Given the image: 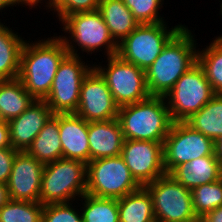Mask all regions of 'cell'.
<instances>
[{
    "mask_svg": "<svg viewBox=\"0 0 222 222\" xmlns=\"http://www.w3.org/2000/svg\"><path fill=\"white\" fill-rule=\"evenodd\" d=\"M34 101L19 78L4 80L0 86L1 119L8 122L18 117Z\"/></svg>",
    "mask_w": 222,
    "mask_h": 222,
    "instance_id": "603a6c76",
    "label": "cell"
},
{
    "mask_svg": "<svg viewBox=\"0 0 222 222\" xmlns=\"http://www.w3.org/2000/svg\"><path fill=\"white\" fill-rule=\"evenodd\" d=\"M214 141L185 122H173L163 143L164 168L170 174L177 166L213 155Z\"/></svg>",
    "mask_w": 222,
    "mask_h": 222,
    "instance_id": "7c38bea8",
    "label": "cell"
},
{
    "mask_svg": "<svg viewBox=\"0 0 222 222\" xmlns=\"http://www.w3.org/2000/svg\"><path fill=\"white\" fill-rule=\"evenodd\" d=\"M44 164L27 151H17L7 182L11 200L39 202Z\"/></svg>",
    "mask_w": 222,
    "mask_h": 222,
    "instance_id": "9a60e30c",
    "label": "cell"
},
{
    "mask_svg": "<svg viewBox=\"0 0 222 222\" xmlns=\"http://www.w3.org/2000/svg\"><path fill=\"white\" fill-rule=\"evenodd\" d=\"M119 222H156L153 200L145 187L118 199Z\"/></svg>",
    "mask_w": 222,
    "mask_h": 222,
    "instance_id": "cb8c5ba5",
    "label": "cell"
},
{
    "mask_svg": "<svg viewBox=\"0 0 222 222\" xmlns=\"http://www.w3.org/2000/svg\"><path fill=\"white\" fill-rule=\"evenodd\" d=\"M191 192L193 210L198 219L222 206V182L219 179L212 183L200 185Z\"/></svg>",
    "mask_w": 222,
    "mask_h": 222,
    "instance_id": "f1b7e54d",
    "label": "cell"
},
{
    "mask_svg": "<svg viewBox=\"0 0 222 222\" xmlns=\"http://www.w3.org/2000/svg\"><path fill=\"white\" fill-rule=\"evenodd\" d=\"M213 155L218 163L222 162V135L214 140Z\"/></svg>",
    "mask_w": 222,
    "mask_h": 222,
    "instance_id": "d590c367",
    "label": "cell"
},
{
    "mask_svg": "<svg viewBox=\"0 0 222 222\" xmlns=\"http://www.w3.org/2000/svg\"><path fill=\"white\" fill-rule=\"evenodd\" d=\"M220 7H221L220 8V12H221L220 14L222 15V3L220 4Z\"/></svg>",
    "mask_w": 222,
    "mask_h": 222,
    "instance_id": "b9f144b4",
    "label": "cell"
},
{
    "mask_svg": "<svg viewBox=\"0 0 222 222\" xmlns=\"http://www.w3.org/2000/svg\"><path fill=\"white\" fill-rule=\"evenodd\" d=\"M45 4L44 7H47L46 9H49L53 11L63 0H44ZM47 1V2H46Z\"/></svg>",
    "mask_w": 222,
    "mask_h": 222,
    "instance_id": "f35d334b",
    "label": "cell"
},
{
    "mask_svg": "<svg viewBox=\"0 0 222 222\" xmlns=\"http://www.w3.org/2000/svg\"><path fill=\"white\" fill-rule=\"evenodd\" d=\"M170 175L189 190L219 179L218 162L214 155L203 156L177 166Z\"/></svg>",
    "mask_w": 222,
    "mask_h": 222,
    "instance_id": "d6986e66",
    "label": "cell"
},
{
    "mask_svg": "<svg viewBox=\"0 0 222 222\" xmlns=\"http://www.w3.org/2000/svg\"><path fill=\"white\" fill-rule=\"evenodd\" d=\"M98 10L117 44L139 25L123 0H100Z\"/></svg>",
    "mask_w": 222,
    "mask_h": 222,
    "instance_id": "ffe728a7",
    "label": "cell"
},
{
    "mask_svg": "<svg viewBox=\"0 0 222 222\" xmlns=\"http://www.w3.org/2000/svg\"><path fill=\"white\" fill-rule=\"evenodd\" d=\"M200 219L202 222H222V206L208 212Z\"/></svg>",
    "mask_w": 222,
    "mask_h": 222,
    "instance_id": "e575fe53",
    "label": "cell"
},
{
    "mask_svg": "<svg viewBox=\"0 0 222 222\" xmlns=\"http://www.w3.org/2000/svg\"><path fill=\"white\" fill-rule=\"evenodd\" d=\"M194 37L185 25L145 70L147 89L151 96H165L176 81L197 62L198 43Z\"/></svg>",
    "mask_w": 222,
    "mask_h": 222,
    "instance_id": "7a4b0ae2",
    "label": "cell"
},
{
    "mask_svg": "<svg viewBox=\"0 0 222 222\" xmlns=\"http://www.w3.org/2000/svg\"><path fill=\"white\" fill-rule=\"evenodd\" d=\"M43 0H13V2H14V4L15 5H17V6H19L20 4L22 5V7H23V5H25V6H29V10L31 9V8H37V6H39V4L38 3H44V2H42ZM31 7V8H30Z\"/></svg>",
    "mask_w": 222,
    "mask_h": 222,
    "instance_id": "74e56055",
    "label": "cell"
},
{
    "mask_svg": "<svg viewBox=\"0 0 222 222\" xmlns=\"http://www.w3.org/2000/svg\"><path fill=\"white\" fill-rule=\"evenodd\" d=\"M141 187L132 176L121 155L95 159L87 164V194L120 199Z\"/></svg>",
    "mask_w": 222,
    "mask_h": 222,
    "instance_id": "52a82bcc",
    "label": "cell"
},
{
    "mask_svg": "<svg viewBox=\"0 0 222 222\" xmlns=\"http://www.w3.org/2000/svg\"><path fill=\"white\" fill-rule=\"evenodd\" d=\"M0 21V79L18 78L20 57L26 40Z\"/></svg>",
    "mask_w": 222,
    "mask_h": 222,
    "instance_id": "7402d4cb",
    "label": "cell"
},
{
    "mask_svg": "<svg viewBox=\"0 0 222 222\" xmlns=\"http://www.w3.org/2000/svg\"><path fill=\"white\" fill-rule=\"evenodd\" d=\"M151 194L157 222H193L192 192L170 174L157 178L144 186Z\"/></svg>",
    "mask_w": 222,
    "mask_h": 222,
    "instance_id": "30bf717a",
    "label": "cell"
},
{
    "mask_svg": "<svg viewBox=\"0 0 222 222\" xmlns=\"http://www.w3.org/2000/svg\"><path fill=\"white\" fill-rule=\"evenodd\" d=\"M117 119L125 140L164 142L173 124L164 96L119 107Z\"/></svg>",
    "mask_w": 222,
    "mask_h": 222,
    "instance_id": "3957f363",
    "label": "cell"
},
{
    "mask_svg": "<svg viewBox=\"0 0 222 222\" xmlns=\"http://www.w3.org/2000/svg\"><path fill=\"white\" fill-rule=\"evenodd\" d=\"M11 146L9 125L7 121L0 119V148H9Z\"/></svg>",
    "mask_w": 222,
    "mask_h": 222,
    "instance_id": "836d02e7",
    "label": "cell"
},
{
    "mask_svg": "<svg viewBox=\"0 0 222 222\" xmlns=\"http://www.w3.org/2000/svg\"><path fill=\"white\" fill-rule=\"evenodd\" d=\"M90 161L121 155L124 136L117 118L88 122Z\"/></svg>",
    "mask_w": 222,
    "mask_h": 222,
    "instance_id": "ac0fdd59",
    "label": "cell"
},
{
    "mask_svg": "<svg viewBox=\"0 0 222 222\" xmlns=\"http://www.w3.org/2000/svg\"><path fill=\"white\" fill-rule=\"evenodd\" d=\"M40 202L9 200L0 208V222H42Z\"/></svg>",
    "mask_w": 222,
    "mask_h": 222,
    "instance_id": "83f0119b",
    "label": "cell"
},
{
    "mask_svg": "<svg viewBox=\"0 0 222 222\" xmlns=\"http://www.w3.org/2000/svg\"><path fill=\"white\" fill-rule=\"evenodd\" d=\"M118 108L105 79L93 67L82 81L75 113L86 122L106 121L118 118Z\"/></svg>",
    "mask_w": 222,
    "mask_h": 222,
    "instance_id": "5bb4252c",
    "label": "cell"
},
{
    "mask_svg": "<svg viewBox=\"0 0 222 222\" xmlns=\"http://www.w3.org/2000/svg\"><path fill=\"white\" fill-rule=\"evenodd\" d=\"M210 42L202 51L197 50V62L204 69L213 92L222 94V36Z\"/></svg>",
    "mask_w": 222,
    "mask_h": 222,
    "instance_id": "484cf974",
    "label": "cell"
},
{
    "mask_svg": "<svg viewBox=\"0 0 222 222\" xmlns=\"http://www.w3.org/2000/svg\"><path fill=\"white\" fill-rule=\"evenodd\" d=\"M107 61V66L94 63V68L105 79L118 107L134 104L151 96L144 70L117 54L107 57Z\"/></svg>",
    "mask_w": 222,
    "mask_h": 222,
    "instance_id": "9c48e42d",
    "label": "cell"
},
{
    "mask_svg": "<svg viewBox=\"0 0 222 222\" xmlns=\"http://www.w3.org/2000/svg\"><path fill=\"white\" fill-rule=\"evenodd\" d=\"M193 222H202V221H201V219H197V220H195Z\"/></svg>",
    "mask_w": 222,
    "mask_h": 222,
    "instance_id": "ee69618b",
    "label": "cell"
},
{
    "mask_svg": "<svg viewBox=\"0 0 222 222\" xmlns=\"http://www.w3.org/2000/svg\"><path fill=\"white\" fill-rule=\"evenodd\" d=\"M215 95L204 69L196 62L164 96L173 122H184Z\"/></svg>",
    "mask_w": 222,
    "mask_h": 222,
    "instance_id": "ba28073f",
    "label": "cell"
},
{
    "mask_svg": "<svg viewBox=\"0 0 222 222\" xmlns=\"http://www.w3.org/2000/svg\"><path fill=\"white\" fill-rule=\"evenodd\" d=\"M44 165L62 158L58 114H53L26 150Z\"/></svg>",
    "mask_w": 222,
    "mask_h": 222,
    "instance_id": "44dd1931",
    "label": "cell"
},
{
    "mask_svg": "<svg viewBox=\"0 0 222 222\" xmlns=\"http://www.w3.org/2000/svg\"><path fill=\"white\" fill-rule=\"evenodd\" d=\"M87 164L61 158L44 165L39 202L69 203L86 194ZM78 196V197H76Z\"/></svg>",
    "mask_w": 222,
    "mask_h": 222,
    "instance_id": "5b68a950",
    "label": "cell"
},
{
    "mask_svg": "<svg viewBox=\"0 0 222 222\" xmlns=\"http://www.w3.org/2000/svg\"><path fill=\"white\" fill-rule=\"evenodd\" d=\"M184 122L213 141L216 140L222 135V94H215Z\"/></svg>",
    "mask_w": 222,
    "mask_h": 222,
    "instance_id": "d4e9b609",
    "label": "cell"
},
{
    "mask_svg": "<svg viewBox=\"0 0 222 222\" xmlns=\"http://www.w3.org/2000/svg\"><path fill=\"white\" fill-rule=\"evenodd\" d=\"M80 57L67 54L58 66L50 92L44 100L53 114L77 111L82 81L94 67V64H85Z\"/></svg>",
    "mask_w": 222,
    "mask_h": 222,
    "instance_id": "8fae6325",
    "label": "cell"
},
{
    "mask_svg": "<svg viewBox=\"0 0 222 222\" xmlns=\"http://www.w3.org/2000/svg\"><path fill=\"white\" fill-rule=\"evenodd\" d=\"M99 4L100 0H63L53 11L61 22L73 13L98 10Z\"/></svg>",
    "mask_w": 222,
    "mask_h": 222,
    "instance_id": "1f68e13d",
    "label": "cell"
},
{
    "mask_svg": "<svg viewBox=\"0 0 222 222\" xmlns=\"http://www.w3.org/2000/svg\"><path fill=\"white\" fill-rule=\"evenodd\" d=\"M10 200L7 185L0 183V208Z\"/></svg>",
    "mask_w": 222,
    "mask_h": 222,
    "instance_id": "8d00e7d4",
    "label": "cell"
},
{
    "mask_svg": "<svg viewBox=\"0 0 222 222\" xmlns=\"http://www.w3.org/2000/svg\"><path fill=\"white\" fill-rule=\"evenodd\" d=\"M123 2L139 24L166 22L164 17L159 15L164 0H123Z\"/></svg>",
    "mask_w": 222,
    "mask_h": 222,
    "instance_id": "f546056e",
    "label": "cell"
},
{
    "mask_svg": "<svg viewBox=\"0 0 222 222\" xmlns=\"http://www.w3.org/2000/svg\"><path fill=\"white\" fill-rule=\"evenodd\" d=\"M13 6L16 7V5L13 2V0H0V12L1 13H2L3 9L6 10L8 7H13Z\"/></svg>",
    "mask_w": 222,
    "mask_h": 222,
    "instance_id": "ab89813d",
    "label": "cell"
},
{
    "mask_svg": "<svg viewBox=\"0 0 222 222\" xmlns=\"http://www.w3.org/2000/svg\"><path fill=\"white\" fill-rule=\"evenodd\" d=\"M83 222H119L118 199L83 194L78 201ZM84 200V201H83Z\"/></svg>",
    "mask_w": 222,
    "mask_h": 222,
    "instance_id": "4316f807",
    "label": "cell"
},
{
    "mask_svg": "<svg viewBox=\"0 0 222 222\" xmlns=\"http://www.w3.org/2000/svg\"><path fill=\"white\" fill-rule=\"evenodd\" d=\"M72 202L43 205L42 222H83L79 209Z\"/></svg>",
    "mask_w": 222,
    "mask_h": 222,
    "instance_id": "4dcf8cb0",
    "label": "cell"
},
{
    "mask_svg": "<svg viewBox=\"0 0 222 222\" xmlns=\"http://www.w3.org/2000/svg\"><path fill=\"white\" fill-rule=\"evenodd\" d=\"M167 24H139L118 44L117 55L140 69L147 70L167 43L185 26L180 23L169 28Z\"/></svg>",
    "mask_w": 222,
    "mask_h": 222,
    "instance_id": "8992f818",
    "label": "cell"
},
{
    "mask_svg": "<svg viewBox=\"0 0 222 222\" xmlns=\"http://www.w3.org/2000/svg\"><path fill=\"white\" fill-rule=\"evenodd\" d=\"M17 151L12 147L0 148V183L7 184Z\"/></svg>",
    "mask_w": 222,
    "mask_h": 222,
    "instance_id": "d6a6232c",
    "label": "cell"
},
{
    "mask_svg": "<svg viewBox=\"0 0 222 222\" xmlns=\"http://www.w3.org/2000/svg\"><path fill=\"white\" fill-rule=\"evenodd\" d=\"M53 115L44 100H35L22 114L8 121L12 148L26 151Z\"/></svg>",
    "mask_w": 222,
    "mask_h": 222,
    "instance_id": "2e32d148",
    "label": "cell"
},
{
    "mask_svg": "<svg viewBox=\"0 0 222 222\" xmlns=\"http://www.w3.org/2000/svg\"><path fill=\"white\" fill-rule=\"evenodd\" d=\"M62 158L90 162L88 122L76 113L58 114Z\"/></svg>",
    "mask_w": 222,
    "mask_h": 222,
    "instance_id": "e0dca14e",
    "label": "cell"
},
{
    "mask_svg": "<svg viewBox=\"0 0 222 222\" xmlns=\"http://www.w3.org/2000/svg\"><path fill=\"white\" fill-rule=\"evenodd\" d=\"M3 81H4V80H1V79H0V86H1V84H2ZM0 119H1V114H0Z\"/></svg>",
    "mask_w": 222,
    "mask_h": 222,
    "instance_id": "7bdbcfd3",
    "label": "cell"
},
{
    "mask_svg": "<svg viewBox=\"0 0 222 222\" xmlns=\"http://www.w3.org/2000/svg\"><path fill=\"white\" fill-rule=\"evenodd\" d=\"M61 23L62 31L69 33L68 37L59 35L66 45L68 54L80 55L77 46L89 55L103 50L104 47L106 57L117 54L118 44L113 40L99 10L70 14Z\"/></svg>",
    "mask_w": 222,
    "mask_h": 222,
    "instance_id": "277c9868",
    "label": "cell"
},
{
    "mask_svg": "<svg viewBox=\"0 0 222 222\" xmlns=\"http://www.w3.org/2000/svg\"><path fill=\"white\" fill-rule=\"evenodd\" d=\"M68 54L60 36L30 42L25 41L20 57L18 78L35 100L48 96L58 66Z\"/></svg>",
    "mask_w": 222,
    "mask_h": 222,
    "instance_id": "6da1fadb",
    "label": "cell"
},
{
    "mask_svg": "<svg viewBox=\"0 0 222 222\" xmlns=\"http://www.w3.org/2000/svg\"><path fill=\"white\" fill-rule=\"evenodd\" d=\"M219 168V180L222 182V162L218 163Z\"/></svg>",
    "mask_w": 222,
    "mask_h": 222,
    "instance_id": "60d3db41",
    "label": "cell"
},
{
    "mask_svg": "<svg viewBox=\"0 0 222 222\" xmlns=\"http://www.w3.org/2000/svg\"><path fill=\"white\" fill-rule=\"evenodd\" d=\"M163 143L124 140L121 156L134 179L143 187L166 174Z\"/></svg>",
    "mask_w": 222,
    "mask_h": 222,
    "instance_id": "4fadbf2b",
    "label": "cell"
}]
</instances>
